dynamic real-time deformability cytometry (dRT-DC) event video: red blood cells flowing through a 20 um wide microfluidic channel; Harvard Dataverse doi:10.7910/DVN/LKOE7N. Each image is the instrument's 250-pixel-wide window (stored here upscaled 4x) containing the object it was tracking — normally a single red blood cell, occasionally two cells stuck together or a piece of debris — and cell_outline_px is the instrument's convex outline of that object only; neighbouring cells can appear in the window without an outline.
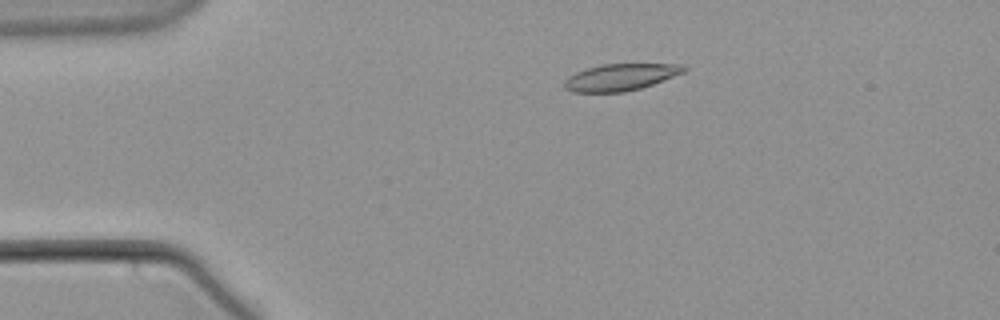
{"species": "common noctule bat (a hibernating species)", "species_latin": "Nyctalus noctula", "temperature_condition": "warm", "stored_images_in_passage": 59, "camera_frame_rate_fps": 3000, "um_per_image_px": 0.085, "animal": {"sex": "male", "body_mass_g": 21.5, "forearm_length_mm": 52.0}, "frame": {"image": 1, "passage_image": 12, "time_ms": 3.667, "image_size_px": [1000, 320], "cell_outline_px": [[688, 68], [684, 72], [652, 84], [640, 88], [624, 92], [572, 92], [564, 88], [564, 80], [568, 76], [576, 72], [600, 64], [680, 64]], "centroid_in_image_um": [52.71, 6.56], "position_along_channel_um": 32.3, "area_um2": 18.55}}
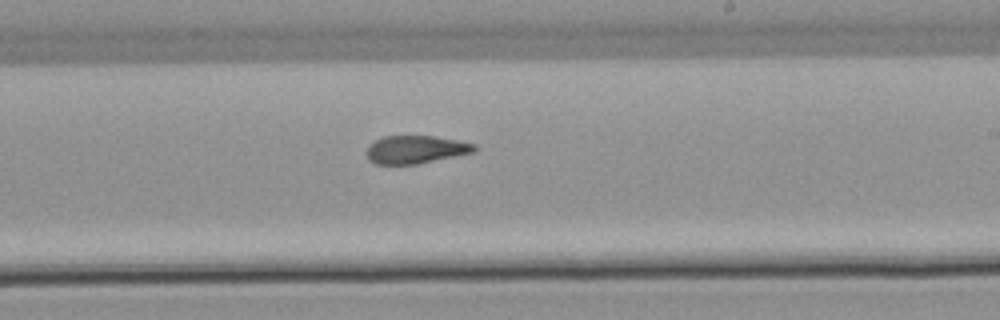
{"frame": {"image": 2, "passage_image": 35, "time_ms": 11.333, "image_size_px": [1000, 320], "cell_outline_px": [[476, 152], [416, 164], [376, 164], [368, 160], [364, 152], [368, 144], [384, 136], [432, 136], [456, 140], [476, 144]], "centroid_in_image_um": [35.29, 12.71], "position_along_channel_um": 253.7, "area_um2": 17.69}}
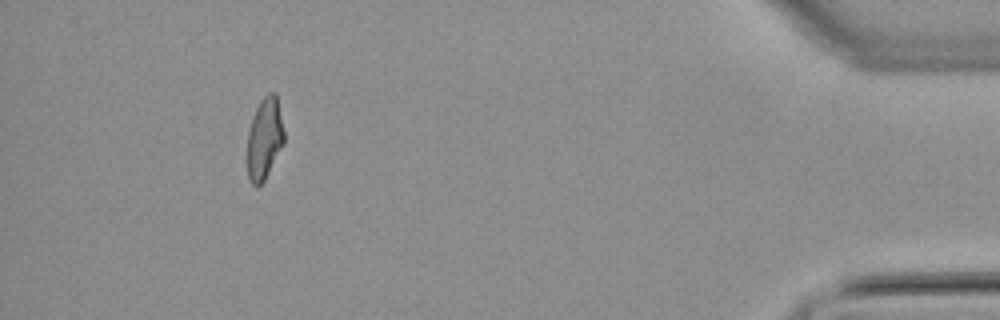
{"frame": {"image": 3, "passage_image": 54, "time_ms": 17.667, "image_size_px": [1000, 320], "cell_outline_px": [[284, 144], [264, 180], [256, 188], [248, 180], [248, 132], [252, 116], [260, 100], [268, 92], [276, 92], [284, 132]], "centroid_in_image_um": [22.48, 11.76], "position_along_channel_um": 412.7, "area_um2": 17.51}}